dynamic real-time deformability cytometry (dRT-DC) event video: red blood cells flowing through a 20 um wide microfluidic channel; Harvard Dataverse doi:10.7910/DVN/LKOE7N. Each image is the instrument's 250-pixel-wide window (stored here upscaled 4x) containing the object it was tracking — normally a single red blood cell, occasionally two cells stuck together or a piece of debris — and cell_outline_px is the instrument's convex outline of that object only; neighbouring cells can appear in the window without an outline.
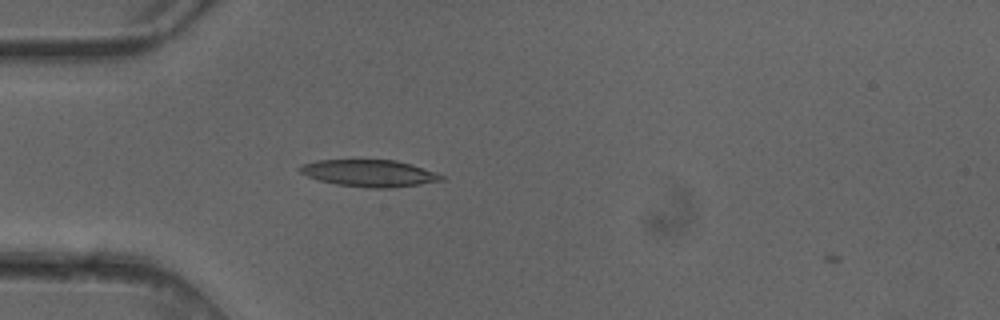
{"species": "common noctule bat (a hibernating species)", "species_latin": "Nyctalus noctula", "temperature_condition": "cold", "stored_images_in_passage": 1, "camera_frame_rate_fps": 3000, "um_per_image_px": 0.085, "animal": {"sex": "female"}, "frame": {"image": 1, "passage_image": 1, "time_ms": 0.0, "image_size_px": [1000, 320], "cell_outline_px": [[444, 180], [420, 184], [388, 188], [372, 188], [336, 184], [316, 180], [300, 172], [296, 168], [300, 164], [316, 160], [396, 160], [412, 164], [436, 172], [444, 176]], "centroid_in_image_um": [31.36, 14.71], "position_along_channel_um": 53.6, "area_um2": 22.31}}